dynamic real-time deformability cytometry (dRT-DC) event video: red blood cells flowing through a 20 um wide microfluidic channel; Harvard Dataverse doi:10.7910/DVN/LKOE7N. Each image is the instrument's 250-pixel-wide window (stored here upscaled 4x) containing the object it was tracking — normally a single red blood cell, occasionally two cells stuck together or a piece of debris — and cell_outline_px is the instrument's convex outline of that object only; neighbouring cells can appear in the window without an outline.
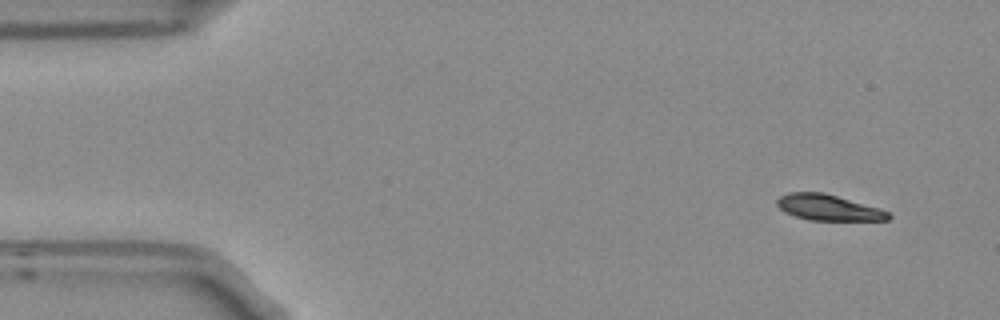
{"species": "Egyptian fruit bat (a non-hibernating species)", "species_latin": "Rousettus aegyptiacus", "temperature_condition": "room temperature", "stored_images_in_passage": 5, "segment_of_instrument_passage": [2, 2], "camera_frame_rate_fps": 3000, "um_per_image_px": 0.085, "frame": {"image": 1, "passage_image": 5, "time_ms": 1.333, "image_size_px": [1000, 320], "cell_outline_px": [[892, 216], [888, 220], [808, 220], [784, 212], [776, 204], [776, 200], [780, 196], [788, 192], [824, 192], [880, 208], [888, 212]], "centroid_in_image_um": [70.4, 17.63], "position_along_channel_um": 14.6, "area_um2": 16.82}}